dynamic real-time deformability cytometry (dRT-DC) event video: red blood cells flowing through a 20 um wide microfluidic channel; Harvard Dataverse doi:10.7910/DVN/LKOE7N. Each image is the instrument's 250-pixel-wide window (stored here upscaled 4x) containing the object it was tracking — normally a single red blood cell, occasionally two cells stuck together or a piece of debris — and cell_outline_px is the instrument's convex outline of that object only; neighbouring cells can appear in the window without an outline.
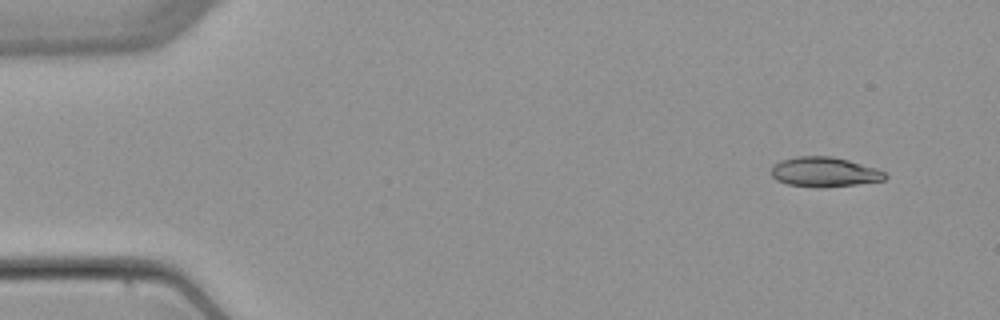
{"species": "common noctule bat (a hibernating species)", "species_latin": "Nyctalus noctula", "temperature_condition": "warm", "stored_images_in_passage": 4, "camera_frame_rate_fps": 3000, "um_per_image_px": 0.085, "animal": {"sex": "female", "body_mass_g": 22.7, "forearm_length_mm": 54.2}, "frame": {"image": 1, "passage_image": 1, "time_ms": 0.0, "image_size_px": [1000, 320], "cell_outline_px": [[888, 176], [884, 180], [856, 184], [824, 188], [816, 188], [788, 184], [776, 180], [772, 176], [772, 164], [780, 160], [796, 156], [832, 156], [848, 160], [876, 168], [888, 172]], "centroid_in_image_um": [70.08, 14.62], "position_along_channel_um": 14.9, "area_um2": 20.0}}
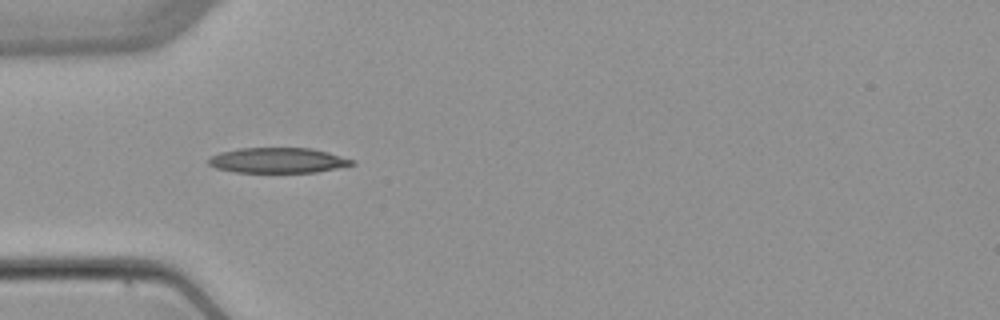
{"frame": {"image": 2, "passage_image": 3, "time_ms": 4.0, "image_size_px": [1000, 320], "cell_outline_px": [[356, 164], [316, 172], [236, 172], [216, 168], [208, 164], [208, 160], [212, 156], [220, 152], [240, 148], [308, 148], [328, 152], [356, 160]], "centroid_in_image_um": [23.64, 13.63], "position_along_channel_um": 61.4, "area_um2": 21.04}}